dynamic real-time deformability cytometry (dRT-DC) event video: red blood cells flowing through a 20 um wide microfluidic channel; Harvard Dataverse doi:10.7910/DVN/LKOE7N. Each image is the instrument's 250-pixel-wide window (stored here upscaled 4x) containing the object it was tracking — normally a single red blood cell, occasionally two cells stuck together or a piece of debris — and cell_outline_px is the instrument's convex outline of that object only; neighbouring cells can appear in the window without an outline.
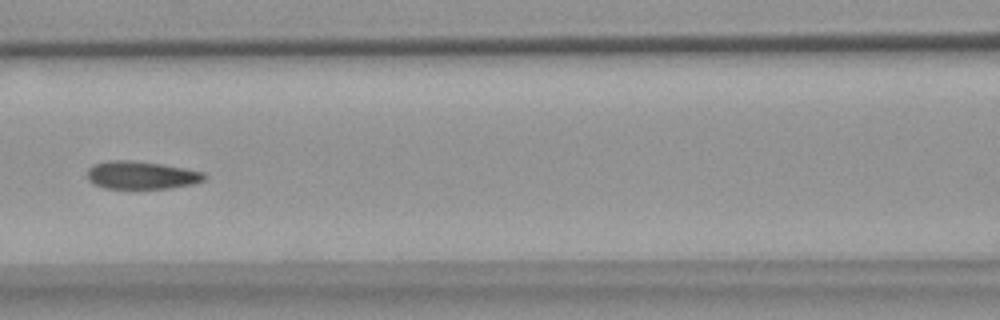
{"species": "common noctule bat (a hibernating species)", "species_latin": "Nyctalus noctula", "temperature_condition": "warm", "stored_images_in_passage": 7, "camera_frame_rate_fps": 3000, "um_per_image_px": 0.085, "animal": {"sex": "female", "body_mass_g": 18.4}, "frame": {"image": 1, "passage_image": 7, "time_ms": 7.667, "image_size_px": [1000, 320], "cell_outline_px": [[204, 180], [192, 184], [168, 188], [104, 188], [92, 184], [88, 180], [88, 168], [92, 164], [108, 160], [132, 160], [160, 164], [184, 168], [204, 172]], "centroid_in_image_um": [11.95, 14.88], "position_along_channel_um": 154.6, "area_um2": 18.96}}